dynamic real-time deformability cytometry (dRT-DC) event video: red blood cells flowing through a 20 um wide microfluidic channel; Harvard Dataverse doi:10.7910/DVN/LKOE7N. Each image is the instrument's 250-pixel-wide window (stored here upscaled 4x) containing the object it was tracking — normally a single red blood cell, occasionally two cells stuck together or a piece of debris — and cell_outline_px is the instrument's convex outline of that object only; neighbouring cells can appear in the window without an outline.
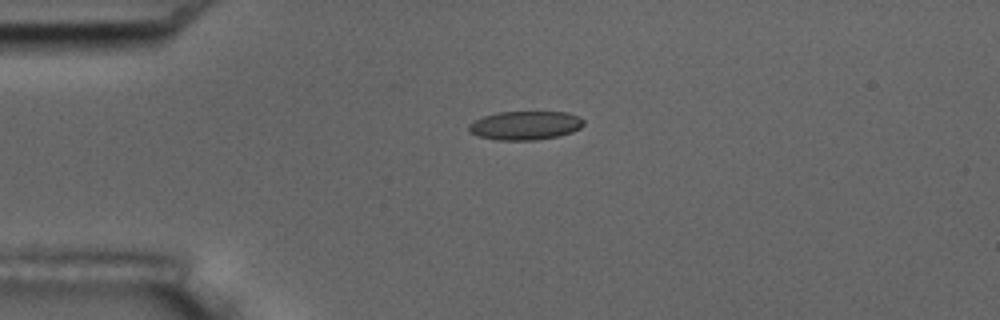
{"species": "common noctule bat (a hibernating species)", "species_latin": "Nyctalus noctula", "temperature_condition": "room temperature", "stored_images_in_passage": 3, "camera_frame_rate_fps": 3000, "um_per_image_px": 0.085, "animal": {"sex": "male", "body_mass_g": 17.5, "forearm_length_mm": 52.3}, "frame": {"image": 1, "passage_image": 1, "time_ms": 0.0, "image_size_px": [1000, 320], "cell_outline_px": [[584, 124], [580, 128], [572, 132], [560, 136], [536, 140], [496, 140], [476, 136], [468, 132], [468, 124], [484, 116], [500, 112], [568, 112], [580, 116], [584, 120]], "centroid_in_image_um": [44.65, 10.67], "position_along_channel_um": 40.3, "area_um2": 19.48}}